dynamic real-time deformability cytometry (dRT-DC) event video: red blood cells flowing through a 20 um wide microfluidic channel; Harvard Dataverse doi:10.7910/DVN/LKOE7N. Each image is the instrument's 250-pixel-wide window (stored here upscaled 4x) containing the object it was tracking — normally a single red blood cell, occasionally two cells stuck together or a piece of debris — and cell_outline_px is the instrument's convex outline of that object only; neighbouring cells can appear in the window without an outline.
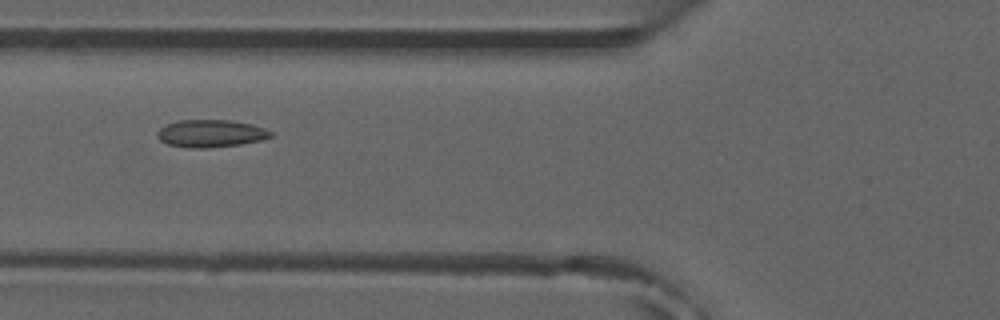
{"species": "common noctule bat (a hibernating species)", "species_latin": "Nyctalus noctula", "temperature_condition": "room temperature", "stored_images_in_passage": 7, "camera_frame_rate_fps": 3000, "um_per_image_px": 0.085, "animal": {"sex": "male", "forearm_length_mm": 52.5}, "frame": {"image": 1, "passage_image": 6, "time_ms": 6.0, "image_size_px": [1000, 320], "cell_outline_px": [[272, 136], [260, 140], [240, 144], [204, 148], [188, 148], [168, 144], [160, 140], [156, 136], [156, 132], [160, 128], [168, 124], [180, 120], [228, 120], [252, 124], [264, 128], [272, 132]], "centroid_in_image_um": [17.89, 11.34], "position_along_channel_um": 107.9, "area_um2": 18.03}}
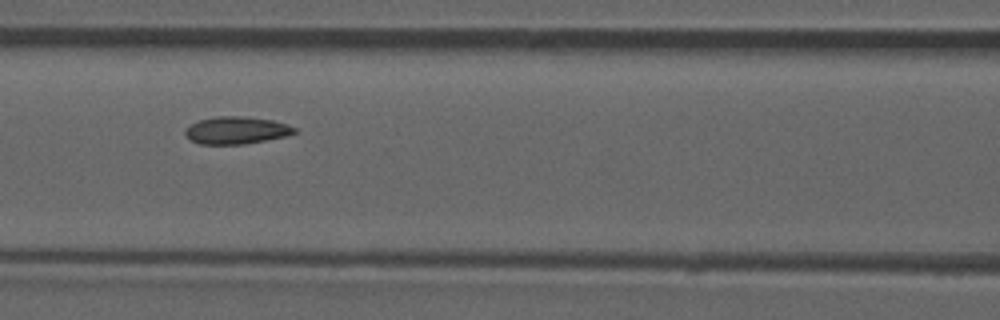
{"frame": {"image": 2, "passage_image": 7, "time_ms": 7.0, "image_size_px": [1000, 320], "cell_outline_px": [[296, 132], [288, 136], [244, 144], [200, 144], [192, 140], [184, 132], [192, 124], [200, 120], [216, 116], [244, 116], [272, 120], [288, 124], [296, 128]], "centroid_in_image_um": [20.15, 11.07], "position_along_channel_um": 146.5, "area_um2": 17.28}}